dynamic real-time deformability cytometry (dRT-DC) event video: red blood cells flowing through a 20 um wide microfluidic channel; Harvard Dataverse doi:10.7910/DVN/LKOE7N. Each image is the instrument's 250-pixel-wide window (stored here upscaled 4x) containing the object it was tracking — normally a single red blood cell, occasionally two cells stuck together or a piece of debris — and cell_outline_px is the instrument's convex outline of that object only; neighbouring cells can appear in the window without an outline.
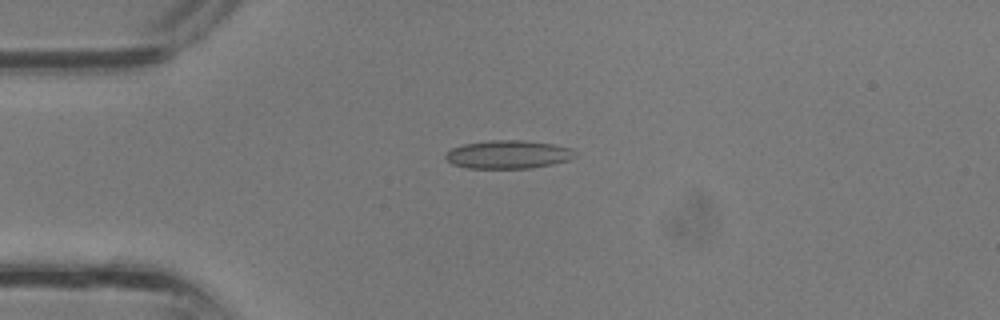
{"species": "common noctule bat (a hibernating species)", "species_latin": "Nyctalus noctula", "temperature_condition": "room temperature", "stored_images_in_passage": 28, "camera_frame_rate_fps": 3000, "um_per_image_px": 0.085, "animal": {"sex": "male", "body_mass_g": 13.3}, "frame": {"image": 1, "passage_image": 5, "time_ms": 1.333, "image_size_px": [1000, 320], "cell_outline_px": [[576, 156], [568, 160], [552, 164], [528, 168], [468, 168], [452, 164], [444, 160], [444, 152], [460, 144], [488, 140], [524, 140], [552, 144], [572, 148]], "centroid_in_image_um": [43.12, 13.12], "position_along_channel_um": 41.9, "area_um2": 21.56}}
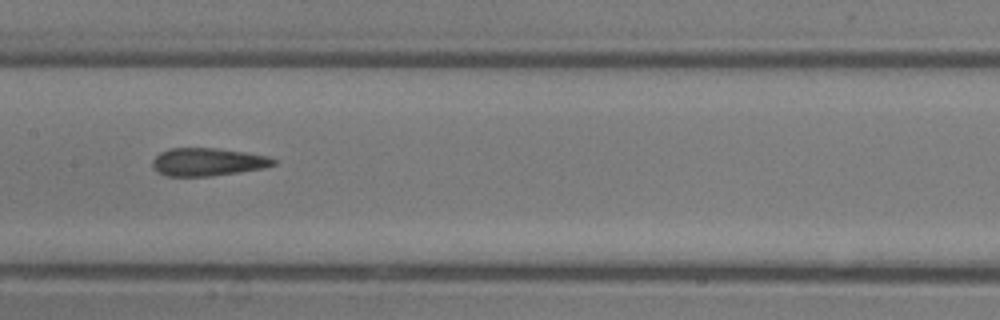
{"frame": {"image": 2, "passage_image": 14, "time_ms": 4.333, "image_size_px": [1000, 320], "cell_outline_px": [[276, 164], [264, 168], [208, 176], [168, 176], [160, 172], [152, 164], [152, 160], [160, 152], [168, 148], [216, 148], [244, 152], [268, 156], [276, 160]], "centroid_in_image_um": [17.66, 13.75], "position_along_channel_um": 189.7, "area_um2": 19.42}}
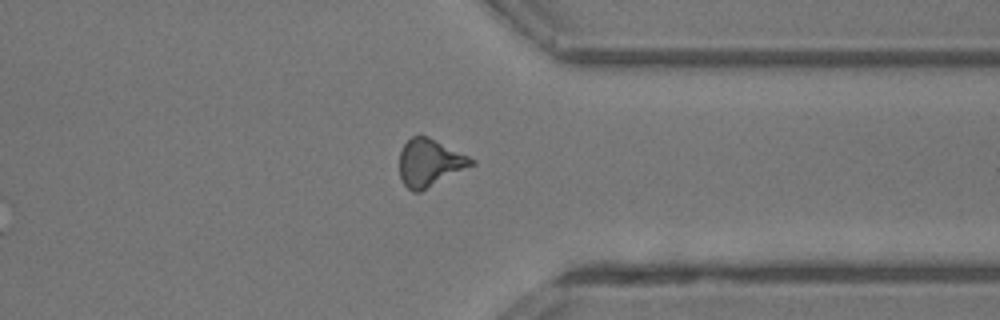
{"frame": {"image": 3, "passage_image": 24, "time_ms": 7.667, "image_size_px": [1000, 320], "cell_outline_px": [[476, 164], [420, 192], [412, 192], [404, 184], [400, 176], [400, 152], [404, 144], [412, 136], [420, 132], [476, 160]], "centroid_in_image_um": [36.53, 13.82], "position_along_channel_um": 374.9, "area_um2": 20.0}}